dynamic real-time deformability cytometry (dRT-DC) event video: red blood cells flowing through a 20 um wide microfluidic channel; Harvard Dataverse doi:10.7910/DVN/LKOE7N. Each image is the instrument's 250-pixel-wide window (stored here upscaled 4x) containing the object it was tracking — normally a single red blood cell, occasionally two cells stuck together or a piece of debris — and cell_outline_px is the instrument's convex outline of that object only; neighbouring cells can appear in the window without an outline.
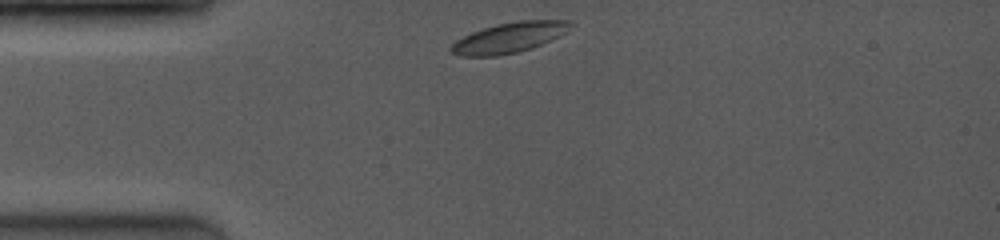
{"species": "common noctule bat (a hibernating species)", "species_latin": "Nyctalus noctula", "temperature_condition": "room temperature", "stored_images_in_passage": 45, "camera_frame_rate_fps": 4000, "um_per_image_px": 0.085, "animal": {"sex": "female", "body_mass_g": 19.0, "forearm_length_mm": 53.3}, "frame": {"image": 1, "passage_image": 2, "time_ms": 0.25, "image_size_px": [1000, 240], "cell_outline_px": [[576, 24], [560, 36], [552, 40], [532, 48], [500, 56], [460, 56], [448, 52], [448, 48], [456, 40], [472, 32], [496, 24], [520, 20], [572, 20]], "centroid_in_image_um": [43.31, 3.19], "position_along_channel_um": 41.7, "area_um2": 21.39}}
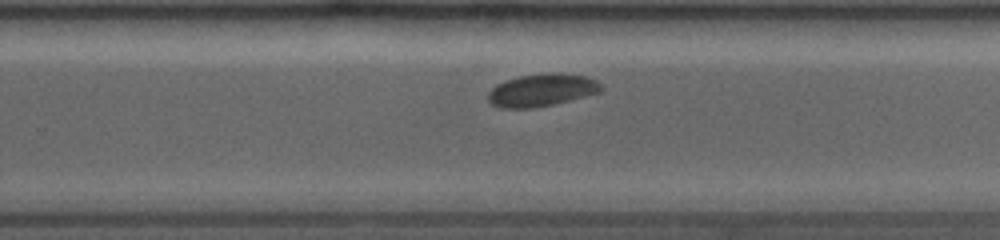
{"frame": {"image": 2, "passage_image": 29, "time_ms": 7.0, "image_size_px": [1000, 240], "cell_outline_px": [[604, 88], [600, 92], [552, 104], [532, 108], [500, 108], [492, 104], [488, 100], [488, 92], [496, 84], [520, 76], [584, 76], [596, 80]], "centroid_in_image_um": [45.99, 7.72], "position_along_channel_um": 283.8, "area_um2": 20.23}}
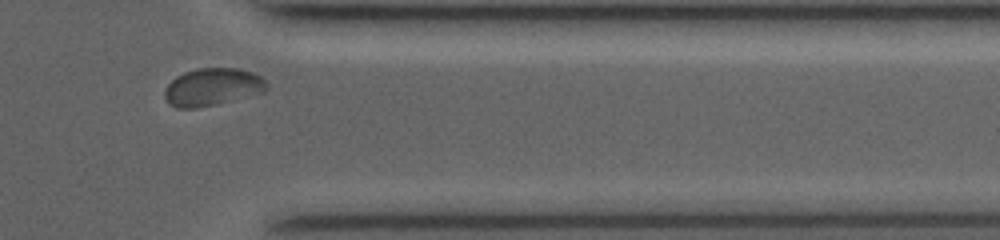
{"frame": {"image": 3, "passage_image": 40, "time_ms": 9.75, "image_size_px": [1000, 240], "cell_outline_px": [[268, 88], [264, 92], [216, 104], [196, 108], [176, 108], [168, 104], [164, 96], [164, 92], [168, 84], [176, 76], [184, 72], [200, 68], [240, 68], [252, 72], [260, 76], [264, 80]], "centroid_in_image_um": [18.04, 7.39], "position_along_channel_um": 393.4, "area_um2": 22.31}}